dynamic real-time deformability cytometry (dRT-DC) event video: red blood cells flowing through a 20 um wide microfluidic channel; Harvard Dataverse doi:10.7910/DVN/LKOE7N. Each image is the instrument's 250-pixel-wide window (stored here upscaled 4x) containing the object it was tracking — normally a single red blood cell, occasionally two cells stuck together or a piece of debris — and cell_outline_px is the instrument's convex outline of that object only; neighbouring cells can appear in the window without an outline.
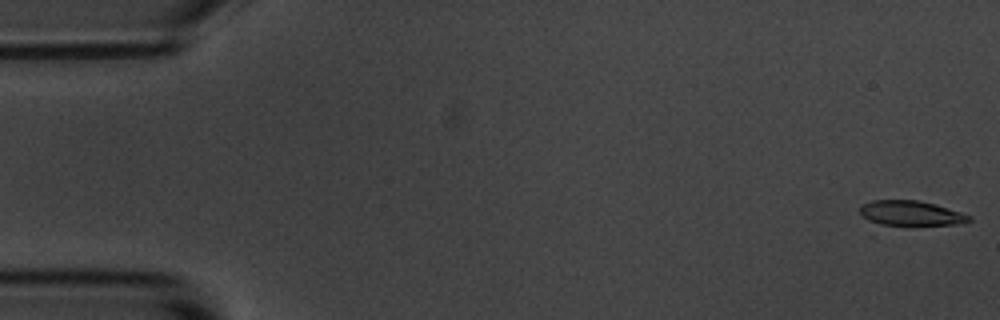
{"species": "common noctule bat (a hibernating species)", "species_latin": "Nyctalus noctula", "temperature_condition": "room temperature", "stored_images_in_passage": 54, "camera_frame_rate_fps": 3000, "um_per_image_px": 0.085, "animal": {"sex": "male", "body_mass_g": 20.1, "forearm_length_mm": 53.5}, "frame": {"image": 1, "passage_image": 1, "time_ms": 0.0, "image_size_px": [1000, 320], "cell_outline_px": [[972, 220], [964, 224], [880, 228], [876, 228], [860, 212], [860, 204], [872, 200], [920, 200], [936, 204], [972, 216]], "centroid_in_image_um": [77.37, 18.19], "position_along_channel_um": 7.6, "area_um2": 17.17}}
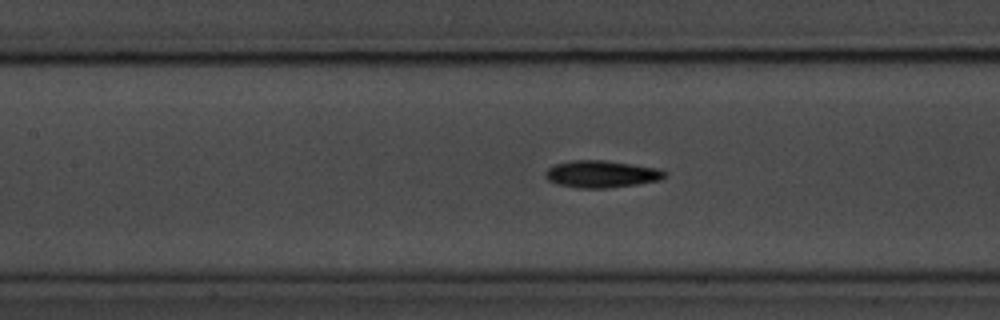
{"frame": {"image": 2, "passage_image": 24, "time_ms": 7.667, "image_size_px": [1000, 320], "cell_outline_px": [[668, 176], [660, 180], [636, 184], [608, 188], [576, 188], [556, 184], [548, 180], [544, 176], [544, 172], [548, 168], [556, 164], [572, 160], [604, 160], [660, 168], [668, 172]], "centroid_in_image_um": [51.14, 14.8], "position_along_channel_um": 156.3, "area_um2": 19.07}}
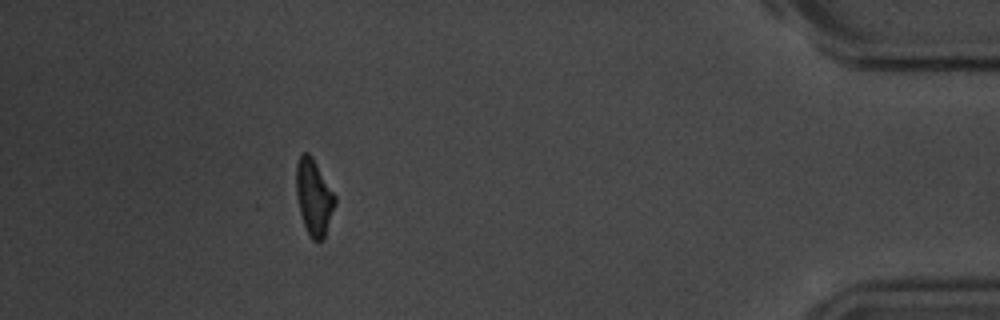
{"frame": {"image": 3, "passage_image": 49, "time_ms": 16.0, "image_size_px": [1000, 320], "cell_outline_px": [[336, 204], [324, 240], [312, 240], [304, 224], [300, 212], [296, 196], [296, 164], [300, 156], [304, 152], [308, 152], [312, 156], [336, 196]], "centroid_in_image_um": [26.69, 16.76], "position_along_channel_um": 408.5, "area_um2": 17.22}, "authors_computed_cell_mechanics": {"area_um2": 17.7735, "velocity_mm_per_s": 3.6872, "shape_relaxation_time_tau1_ms": 2.7456, "shape_relaxation_time_tau2_ms": 4.2703, "deformation_change_tau1": 0.1227, "deformation_change_tau2": 0.1102}}